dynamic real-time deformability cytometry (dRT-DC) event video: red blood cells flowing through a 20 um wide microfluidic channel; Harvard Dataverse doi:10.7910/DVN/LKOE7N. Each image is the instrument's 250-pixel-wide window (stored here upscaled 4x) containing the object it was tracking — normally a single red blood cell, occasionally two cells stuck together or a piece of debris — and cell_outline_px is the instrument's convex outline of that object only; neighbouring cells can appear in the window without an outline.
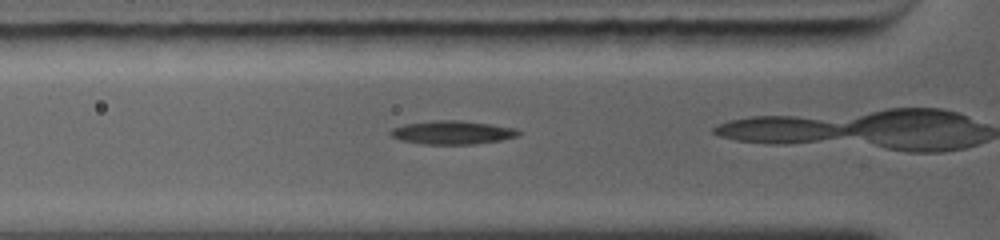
{"species": "common noctule bat (a hibernating species)", "species_latin": "Nyctalus noctula", "temperature_condition": "warm", "stored_images_in_passage": 22, "camera_frame_rate_fps": 5000, "um_per_image_px": 0.085, "animal": {"sex": "female", "body_mass_g": 19.0, "forearm_length_mm": 56.7}, "frame": {"image": 1, "passage_image": 4, "time_ms": 1.0, "image_size_px": [1000, 240], "cell_outline_px": [[520, 132], [516, 136], [500, 140], [472, 144], [424, 144], [404, 140], [392, 136], [392, 128], [408, 124], [452, 120], [488, 124], [512, 128]], "centroid_in_image_um": [38.47, 11.28], "position_along_channel_um": 87.3, "area_um2": 16.53}}